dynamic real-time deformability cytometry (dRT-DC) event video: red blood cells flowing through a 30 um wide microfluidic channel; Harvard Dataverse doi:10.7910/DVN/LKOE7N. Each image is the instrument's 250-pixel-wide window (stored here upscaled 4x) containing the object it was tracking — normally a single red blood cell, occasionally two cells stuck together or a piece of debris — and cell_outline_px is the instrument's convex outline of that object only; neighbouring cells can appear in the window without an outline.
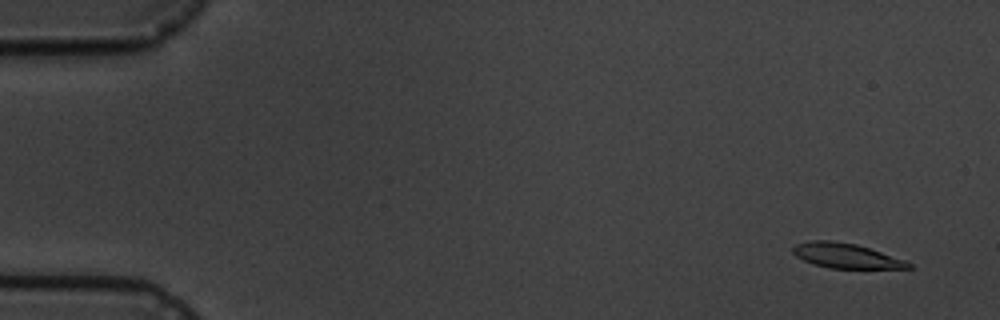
{"species": "common noctule bat (a hibernating species)", "species_latin": "Nyctalus noctula", "temperature_condition": "cold", "stored_images_in_passage": 7, "camera_frame_rate_fps": 3000, "um_per_image_px": 0.085, "animal": {"sex": "male", "body_mass_g": 19.5, "forearm_length_mm": 54.6}, "frame": {"image": 1, "passage_image": 2, "time_ms": 1.0, "image_size_px": [1000, 320], "cell_outline_px": [[912, 268], [828, 268], [812, 264], [796, 256], [792, 252], [792, 248], [796, 244], [812, 240], [832, 240], [856, 244], [904, 260], [912, 264]], "centroid_in_image_um": [71.86, 21.73], "position_along_channel_um": 13.1, "area_um2": 16.53}}
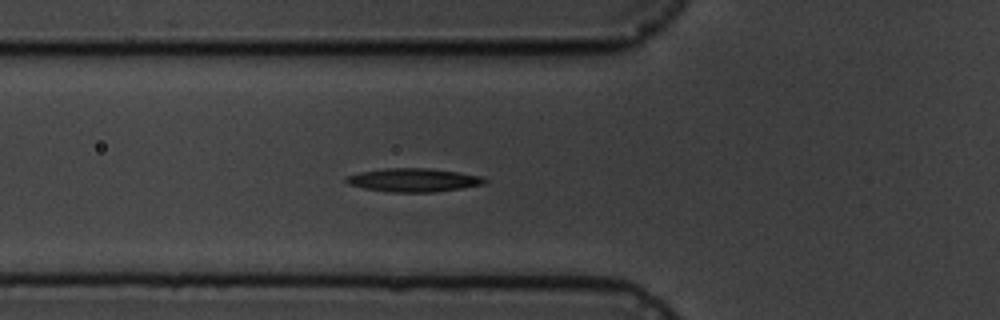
{"frame": {"image": 2, "passage_image": 7, "time_ms": 6.667, "image_size_px": [1000, 320], "cell_outline_px": [[488, 180], [484, 184], [436, 192], [392, 192], [364, 188], [348, 184], [344, 180], [348, 176], [360, 172], [384, 168], [428, 168], [460, 172], [484, 176]], "centroid_in_image_um": [35.19, 15.3], "position_along_channel_um": 90.6, "area_um2": 18.96}}